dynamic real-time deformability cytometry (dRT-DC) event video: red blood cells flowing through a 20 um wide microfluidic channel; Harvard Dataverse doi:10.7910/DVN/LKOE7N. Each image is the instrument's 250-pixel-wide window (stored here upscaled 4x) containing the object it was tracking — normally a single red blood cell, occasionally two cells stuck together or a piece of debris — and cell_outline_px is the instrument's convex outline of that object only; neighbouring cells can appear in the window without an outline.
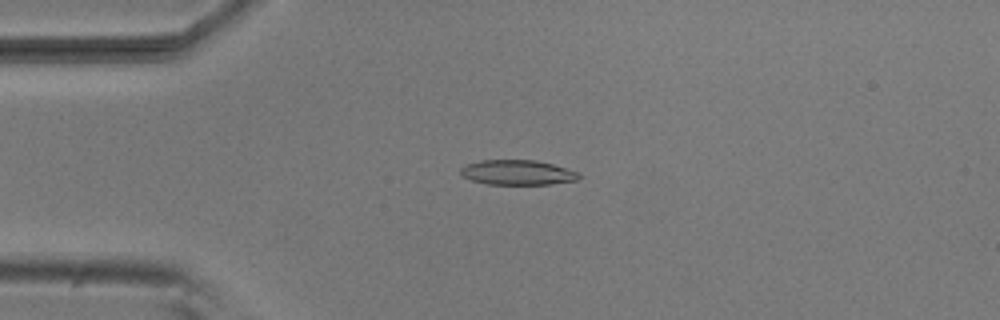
{"species": "common noctule bat (a hibernating species)", "species_latin": "Nyctalus noctula", "temperature_condition": "room temperature", "stored_images_in_passage": 53, "camera_frame_rate_fps": 3000, "um_per_image_px": 0.085, "animal": {"sex": "male", "body_mass_g": 20.5, "forearm_length_mm": 52.5}, "frame": {"image": 1, "passage_image": 13, "time_ms": 4.0, "image_size_px": [1000, 320], "cell_outline_px": [[580, 176], [576, 180], [552, 184], [488, 184], [472, 180], [464, 176], [460, 172], [460, 168], [468, 164], [480, 160], [536, 160], [552, 164], [580, 172]], "centroid_in_image_um": [44.01, 14.65], "position_along_channel_um": 41.0, "area_um2": 17.05}}
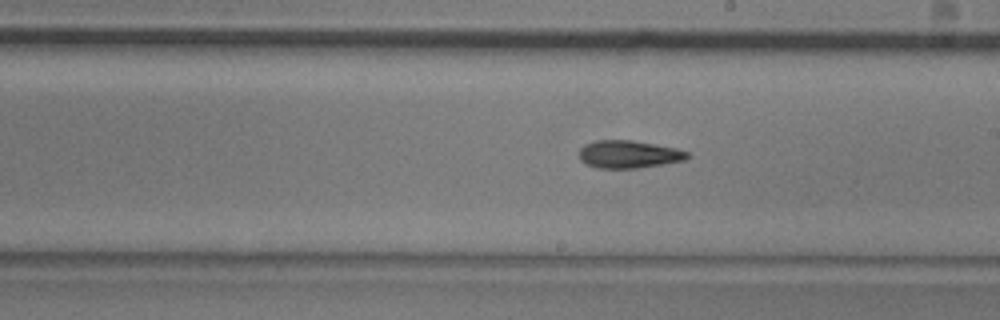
{"frame": {"image": 2, "passage_image": 30, "time_ms": 9.667, "image_size_px": [1000, 320], "cell_outline_px": [[692, 156], [684, 160], [636, 168], [596, 168], [580, 160], [580, 148], [584, 144], [596, 140], [632, 140], [676, 148], [688, 152]], "centroid_in_image_um": [53.43, 13.1], "position_along_channel_um": 235.6, "area_um2": 17.34}}
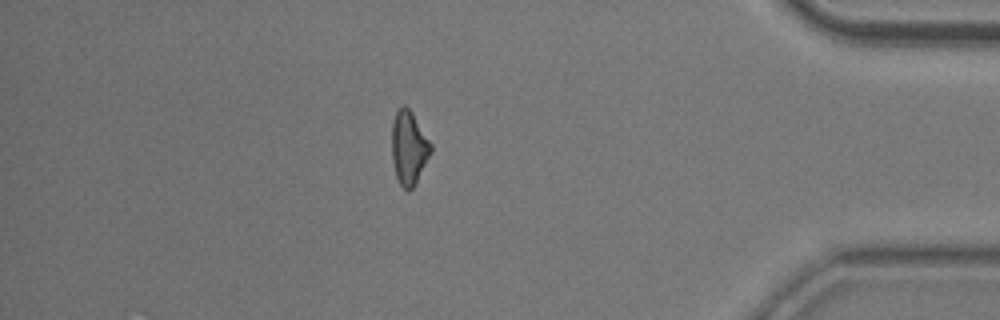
{"frame": {"image": 3, "passage_image": 46, "time_ms": 15.0, "image_size_px": [1000, 320], "cell_outline_px": [[432, 152], [412, 188], [408, 192], [400, 184], [396, 176], [392, 160], [392, 120], [396, 112], [404, 104], [412, 112], [432, 144]], "centroid_in_image_um": [34.75, 12.54], "position_along_channel_um": 400.5, "area_um2": 16.65}, "authors_computed_cell_mechanics": {"area_um2": 17.4556, "velocity_mm_per_s": 3.829, "shape_relaxation_time_tau1_ms": 8.4583, "shape_relaxation_time_tau2_ms": 10.5656, "deformation_change_tau1": 0.2006, "deformation_change_tau2": 0.2336}}